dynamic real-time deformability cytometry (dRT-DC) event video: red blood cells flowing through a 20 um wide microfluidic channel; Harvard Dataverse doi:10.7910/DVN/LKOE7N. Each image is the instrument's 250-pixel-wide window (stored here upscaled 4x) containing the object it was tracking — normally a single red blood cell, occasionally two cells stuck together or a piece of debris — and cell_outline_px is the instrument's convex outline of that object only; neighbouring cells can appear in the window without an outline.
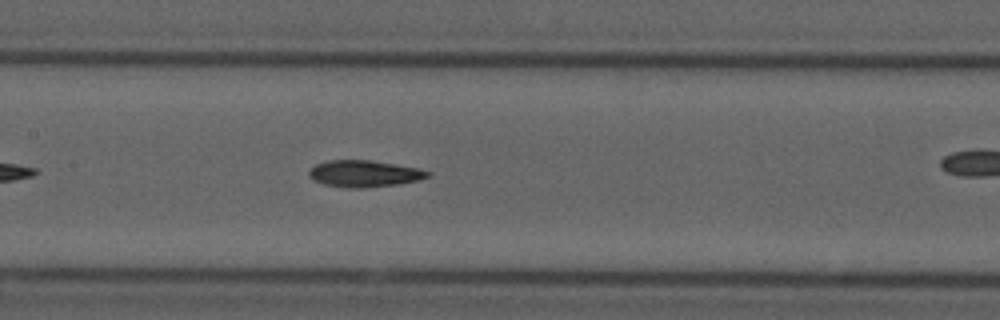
{"species": "common noctule bat (a hibernating species)", "species_latin": "Nyctalus noctula", "temperature_condition": "cold", "stored_images_in_passage": 32, "camera_frame_rate_fps": 3000, "um_per_image_px": 0.085, "animal": {"sex": "male", "forearm_length_mm": 52.5}, "frame": {"image": 1, "passage_image": 14, "time_ms": 4.333, "image_size_px": [1000, 320], "cell_outline_px": [[432, 172], [428, 176], [420, 180], [400, 184], [360, 188], [348, 188], [324, 184], [312, 180], [308, 176], [308, 172], [316, 164], [328, 160], [368, 160], [416, 168]], "centroid_in_image_um": [30.93, 14.77], "position_along_channel_um": 176.5, "area_um2": 18.32}}